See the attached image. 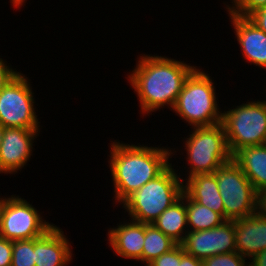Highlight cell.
<instances>
[{
  "mask_svg": "<svg viewBox=\"0 0 266 266\" xmlns=\"http://www.w3.org/2000/svg\"><path fill=\"white\" fill-rule=\"evenodd\" d=\"M138 56L127 81L137 94L140 114L149 116L165 106L172 109L186 78L197 66L157 54Z\"/></svg>",
  "mask_w": 266,
  "mask_h": 266,
  "instance_id": "1",
  "label": "cell"
},
{
  "mask_svg": "<svg viewBox=\"0 0 266 266\" xmlns=\"http://www.w3.org/2000/svg\"><path fill=\"white\" fill-rule=\"evenodd\" d=\"M108 165L113 183L114 204L121 205L144 184L160 175L175 158L176 148L110 141ZM167 147V148H166Z\"/></svg>",
  "mask_w": 266,
  "mask_h": 266,
  "instance_id": "2",
  "label": "cell"
},
{
  "mask_svg": "<svg viewBox=\"0 0 266 266\" xmlns=\"http://www.w3.org/2000/svg\"><path fill=\"white\" fill-rule=\"evenodd\" d=\"M201 69L200 66L196 67L186 78L171 109L192 127L213 126L222 122L223 110L218 105L214 79Z\"/></svg>",
  "mask_w": 266,
  "mask_h": 266,
  "instance_id": "3",
  "label": "cell"
},
{
  "mask_svg": "<svg viewBox=\"0 0 266 266\" xmlns=\"http://www.w3.org/2000/svg\"><path fill=\"white\" fill-rule=\"evenodd\" d=\"M171 164L156 178L144 184L122 204L129 219L152 224L161 213L178 201L183 194L181 173Z\"/></svg>",
  "mask_w": 266,
  "mask_h": 266,
  "instance_id": "4",
  "label": "cell"
},
{
  "mask_svg": "<svg viewBox=\"0 0 266 266\" xmlns=\"http://www.w3.org/2000/svg\"><path fill=\"white\" fill-rule=\"evenodd\" d=\"M192 131L182 140L185 147V179L205 173H214L220 166L229 162L232 155L226 142L225 129L222 123L213 126L190 127ZM186 149V150H185Z\"/></svg>",
  "mask_w": 266,
  "mask_h": 266,
  "instance_id": "5",
  "label": "cell"
},
{
  "mask_svg": "<svg viewBox=\"0 0 266 266\" xmlns=\"http://www.w3.org/2000/svg\"><path fill=\"white\" fill-rule=\"evenodd\" d=\"M221 123L232 156L243 147L266 144V99L225 109Z\"/></svg>",
  "mask_w": 266,
  "mask_h": 266,
  "instance_id": "6",
  "label": "cell"
},
{
  "mask_svg": "<svg viewBox=\"0 0 266 266\" xmlns=\"http://www.w3.org/2000/svg\"><path fill=\"white\" fill-rule=\"evenodd\" d=\"M214 173L223 200L225 220L245 218L256 213L257 191L233 159Z\"/></svg>",
  "mask_w": 266,
  "mask_h": 266,
  "instance_id": "7",
  "label": "cell"
},
{
  "mask_svg": "<svg viewBox=\"0 0 266 266\" xmlns=\"http://www.w3.org/2000/svg\"><path fill=\"white\" fill-rule=\"evenodd\" d=\"M6 197H1L0 237L10 241L35 239L55 225L20 195Z\"/></svg>",
  "mask_w": 266,
  "mask_h": 266,
  "instance_id": "8",
  "label": "cell"
},
{
  "mask_svg": "<svg viewBox=\"0 0 266 266\" xmlns=\"http://www.w3.org/2000/svg\"><path fill=\"white\" fill-rule=\"evenodd\" d=\"M30 80L19 72L0 91V123L5 128H41Z\"/></svg>",
  "mask_w": 266,
  "mask_h": 266,
  "instance_id": "9",
  "label": "cell"
},
{
  "mask_svg": "<svg viewBox=\"0 0 266 266\" xmlns=\"http://www.w3.org/2000/svg\"><path fill=\"white\" fill-rule=\"evenodd\" d=\"M187 254L204 260L211 256L236 252L234 220L202 231H188L180 244Z\"/></svg>",
  "mask_w": 266,
  "mask_h": 266,
  "instance_id": "10",
  "label": "cell"
},
{
  "mask_svg": "<svg viewBox=\"0 0 266 266\" xmlns=\"http://www.w3.org/2000/svg\"><path fill=\"white\" fill-rule=\"evenodd\" d=\"M41 129L5 128L0 145V174H17L27 166ZM35 140V141H34Z\"/></svg>",
  "mask_w": 266,
  "mask_h": 266,
  "instance_id": "11",
  "label": "cell"
},
{
  "mask_svg": "<svg viewBox=\"0 0 266 266\" xmlns=\"http://www.w3.org/2000/svg\"><path fill=\"white\" fill-rule=\"evenodd\" d=\"M229 22L234 27L237 43L240 45V54L250 65L266 70V33L258 28L247 17L231 14L225 7Z\"/></svg>",
  "mask_w": 266,
  "mask_h": 266,
  "instance_id": "12",
  "label": "cell"
},
{
  "mask_svg": "<svg viewBox=\"0 0 266 266\" xmlns=\"http://www.w3.org/2000/svg\"><path fill=\"white\" fill-rule=\"evenodd\" d=\"M107 238L109 247L116 256L142 263L145 223L131 219L126 222L124 219L116 227L108 229Z\"/></svg>",
  "mask_w": 266,
  "mask_h": 266,
  "instance_id": "13",
  "label": "cell"
},
{
  "mask_svg": "<svg viewBox=\"0 0 266 266\" xmlns=\"http://www.w3.org/2000/svg\"><path fill=\"white\" fill-rule=\"evenodd\" d=\"M72 242L59 226L35 238V266H68L73 260Z\"/></svg>",
  "mask_w": 266,
  "mask_h": 266,
  "instance_id": "14",
  "label": "cell"
},
{
  "mask_svg": "<svg viewBox=\"0 0 266 266\" xmlns=\"http://www.w3.org/2000/svg\"><path fill=\"white\" fill-rule=\"evenodd\" d=\"M236 251L251 260L266 249V216L257 212L234 220Z\"/></svg>",
  "mask_w": 266,
  "mask_h": 266,
  "instance_id": "15",
  "label": "cell"
},
{
  "mask_svg": "<svg viewBox=\"0 0 266 266\" xmlns=\"http://www.w3.org/2000/svg\"><path fill=\"white\" fill-rule=\"evenodd\" d=\"M183 192L224 218V205L215 173L196 174L183 182Z\"/></svg>",
  "mask_w": 266,
  "mask_h": 266,
  "instance_id": "16",
  "label": "cell"
},
{
  "mask_svg": "<svg viewBox=\"0 0 266 266\" xmlns=\"http://www.w3.org/2000/svg\"><path fill=\"white\" fill-rule=\"evenodd\" d=\"M232 159L241 167L257 192L266 187V144L243 147Z\"/></svg>",
  "mask_w": 266,
  "mask_h": 266,
  "instance_id": "17",
  "label": "cell"
},
{
  "mask_svg": "<svg viewBox=\"0 0 266 266\" xmlns=\"http://www.w3.org/2000/svg\"><path fill=\"white\" fill-rule=\"evenodd\" d=\"M153 224L177 244H181L188 233L186 194L183 192L181 198L165 209Z\"/></svg>",
  "mask_w": 266,
  "mask_h": 266,
  "instance_id": "18",
  "label": "cell"
},
{
  "mask_svg": "<svg viewBox=\"0 0 266 266\" xmlns=\"http://www.w3.org/2000/svg\"><path fill=\"white\" fill-rule=\"evenodd\" d=\"M178 244L159 230L153 223H145L142 264L147 266L155 258L171 251Z\"/></svg>",
  "mask_w": 266,
  "mask_h": 266,
  "instance_id": "19",
  "label": "cell"
},
{
  "mask_svg": "<svg viewBox=\"0 0 266 266\" xmlns=\"http://www.w3.org/2000/svg\"><path fill=\"white\" fill-rule=\"evenodd\" d=\"M186 213L188 231L212 229L226 221L220 214L191 200L186 195Z\"/></svg>",
  "mask_w": 266,
  "mask_h": 266,
  "instance_id": "20",
  "label": "cell"
},
{
  "mask_svg": "<svg viewBox=\"0 0 266 266\" xmlns=\"http://www.w3.org/2000/svg\"><path fill=\"white\" fill-rule=\"evenodd\" d=\"M11 266H35V239L12 241Z\"/></svg>",
  "mask_w": 266,
  "mask_h": 266,
  "instance_id": "21",
  "label": "cell"
},
{
  "mask_svg": "<svg viewBox=\"0 0 266 266\" xmlns=\"http://www.w3.org/2000/svg\"><path fill=\"white\" fill-rule=\"evenodd\" d=\"M224 2L226 9L233 15L248 17L256 10L266 7V0H230ZM228 4V5H227Z\"/></svg>",
  "mask_w": 266,
  "mask_h": 266,
  "instance_id": "22",
  "label": "cell"
},
{
  "mask_svg": "<svg viewBox=\"0 0 266 266\" xmlns=\"http://www.w3.org/2000/svg\"><path fill=\"white\" fill-rule=\"evenodd\" d=\"M250 260L237 251L211 256L202 261L203 266H250Z\"/></svg>",
  "mask_w": 266,
  "mask_h": 266,
  "instance_id": "23",
  "label": "cell"
},
{
  "mask_svg": "<svg viewBox=\"0 0 266 266\" xmlns=\"http://www.w3.org/2000/svg\"><path fill=\"white\" fill-rule=\"evenodd\" d=\"M181 261V245L178 244L171 251L155 258L147 266H179Z\"/></svg>",
  "mask_w": 266,
  "mask_h": 266,
  "instance_id": "24",
  "label": "cell"
},
{
  "mask_svg": "<svg viewBox=\"0 0 266 266\" xmlns=\"http://www.w3.org/2000/svg\"><path fill=\"white\" fill-rule=\"evenodd\" d=\"M7 63L8 62L6 60L0 58V91L11 79H13L19 73L16 68L14 70L12 66H9V63Z\"/></svg>",
  "mask_w": 266,
  "mask_h": 266,
  "instance_id": "25",
  "label": "cell"
},
{
  "mask_svg": "<svg viewBox=\"0 0 266 266\" xmlns=\"http://www.w3.org/2000/svg\"><path fill=\"white\" fill-rule=\"evenodd\" d=\"M12 241L0 237V266H11Z\"/></svg>",
  "mask_w": 266,
  "mask_h": 266,
  "instance_id": "26",
  "label": "cell"
},
{
  "mask_svg": "<svg viewBox=\"0 0 266 266\" xmlns=\"http://www.w3.org/2000/svg\"><path fill=\"white\" fill-rule=\"evenodd\" d=\"M247 18L266 33V7L256 10Z\"/></svg>",
  "mask_w": 266,
  "mask_h": 266,
  "instance_id": "27",
  "label": "cell"
},
{
  "mask_svg": "<svg viewBox=\"0 0 266 266\" xmlns=\"http://www.w3.org/2000/svg\"><path fill=\"white\" fill-rule=\"evenodd\" d=\"M179 266H203L202 260L187 254L181 246V261Z\"/></svg>",
  "mask_w": 266,
  "mask_h": 266,
  "instance_id": "28",
  "label": "cell"
},
{
  "mask_svg": "<svg viewBox=\"0 0 266 266\" xmlns=\"http://www.w3.org/2000/svg\"><path fill=\"white\" fill-rule=\"evenodd\" d=\"M256 212L266 216V187L257 192V209Z\"/></svg>",
  "mask_w": 266,
  "mask_h": 266,
  "instance_id": "29",
  "label": "cell"
},
{
  "mask_svg": "<svg viewBox=\"0 0 266 266\" xmlns=\"http://www.w3.org/2000/svg\"><path fill=\"white\" fill-rule=\"evenodd\" d=\"M249 262L250 266H266V249L255 255Z\"/></svg>",
  "mask_w": 266,
  "mask_h": 266,
  "instance_id": "30",
  "label": "cell"
},
{
  "mask_svg": "<svg viewBox=\"0 0 266 266\" xmlns=\"http://www.w3.org/2000/svg\"><path fill=\"white\" fill-rule=\"evenodd\" d=\"M12 6L15 8V9H20L23 5H25V2L27 0H10Z\"/></svg>",
  "mask_w": 266,
  "mask_h": 266,
  "instance_id": "31",
  "label": "cell"
},
{
  "mask_svg": "<svg viewBox=\"0 0 266 266\" xmlns=\"http://www.w3.org/2000/svg\"><path fill=\"white\" fill-rule=\"evenodd\" d=\"M4 130H5V127L0 123V145H1Z\"/></svg>",
  "mask_w": 266,
  "mask_h": 266,
  "instance_id": "32",
  "label": "cell"
}]
</instances>
